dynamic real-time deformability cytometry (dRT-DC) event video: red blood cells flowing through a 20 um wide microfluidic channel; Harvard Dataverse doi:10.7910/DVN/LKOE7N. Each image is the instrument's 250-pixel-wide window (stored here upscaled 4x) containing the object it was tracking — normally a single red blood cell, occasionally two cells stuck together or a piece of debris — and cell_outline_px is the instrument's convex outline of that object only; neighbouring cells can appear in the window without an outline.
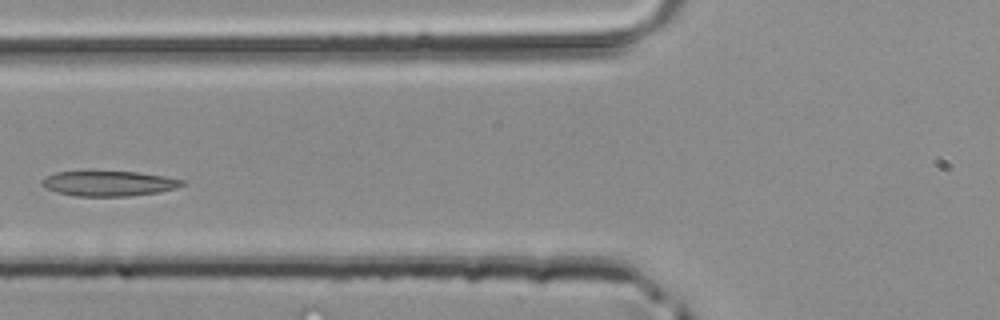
{"species": "common noctule bat (a hibernating species)", "species_latin": "Nyctalus noctula", "temperature_condition": "room temperature", "stored_images_in_passage": 4, "camera_frame_rate_fps": 3000, "um_per_image_px": 0.085, "animal": {"sex": "male", "body_mass_g": 20.4}, "frame": {"image": 1, "passage_image": 4, "time_ms": 1.0, "image_size_px": [1000, 320], "cell_outline_px": [[184, 184], [176, 188], [160, 192], [128, 196], [76, 196], [56, 192], [44, 188], [40, 184], [40, 180], [56, 172], [136, 172], [164, 176], [184, 180]], "centroid_in_image_um": [9.23, 15.6], "position_along_channel_um": 116.6, "area_um2": 20.4}}